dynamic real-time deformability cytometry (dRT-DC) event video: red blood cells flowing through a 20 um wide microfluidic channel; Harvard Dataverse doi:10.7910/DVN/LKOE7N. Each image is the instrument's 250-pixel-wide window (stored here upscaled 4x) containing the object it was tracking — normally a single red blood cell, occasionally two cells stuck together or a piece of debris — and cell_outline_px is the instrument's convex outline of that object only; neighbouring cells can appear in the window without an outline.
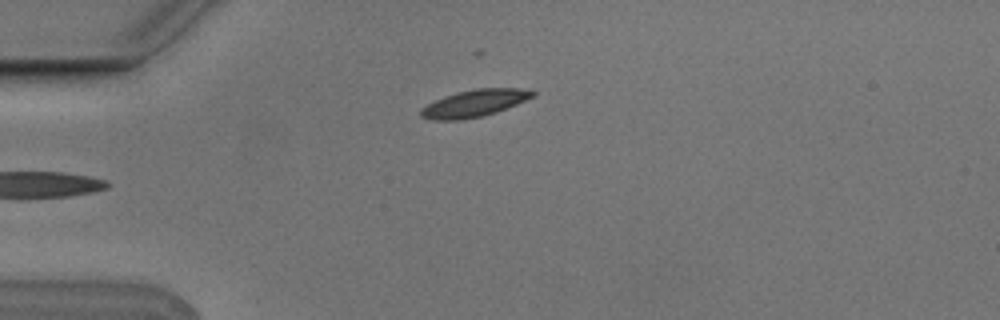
{"species": "Egyptian fruit bat (a non-hibernating species)", "species_latin": "Rousettus aegyptiacus", "temperature_condition": "cold", "stored_images_in_passage": 5, "camera_frame_rate_fps": 3000, "um_per_image_px": 0.085, "animal": {"sex": "male"}, "frame": {"image": 1, "passage_image": 5, "time_ms": 1.333, "image_size_px": [1000, 320], "cell_outline_px": [[536, 96], [496, 112], [480, 116], [460, 120], [432, 120], [420, 116], [420, 108], [444, 96], [456, 92], [476, 88], [520, 88], [536, 92]], "centroid_in_image_um": [40.32, 8.77], "position_along_channel_um": 44.7, "area_um2": 17.57}}